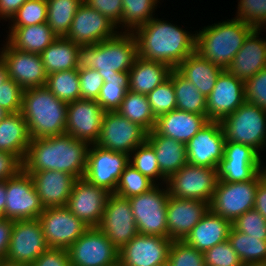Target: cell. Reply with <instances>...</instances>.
<instances>
[{"instance_id":"cell-30","label":"cell","mask_w":266,"mask_h":266,"mask_svg":"<svg viewBox=\"0 0 266 266\" xmlns=\"http://www.w3.org/2000/svg\"><path fill=\"white\" fill-rule=\"evenodd\" d=\"M146 142L154 149L161 174L166 179L188 163L183 142L159 135L154 129L148 133Z\"/></svg>"},{"instance_id":"cell-15","label":"cell","mask_w":266,"mask_h":266,"mask_svg":"<svg viewBox=\"0 0 266 266\" xmlns=\"http://www.w3.org/2000/svg\"><path fill=\"white\" fill-rule=\"evenodd\" d=\"M67 251L71 266H113L119 262V250L98 227H90Z\"/></svg>"},{"instance_id":"cell-1","label":"cell","mask_w":266,"mask_h":266,"mask_svg":"<svg viewBox=\"0 0 266 266\" xmlns=\"http://www.w3.org/2000/svg\"><path fill=\"white\" fill-rule=\"evenodd\" d=\"M133 33L139 57L165 63L171 69L195 51V31L189 32L177 23L158 18V15Z\"/></svg>"},{"instance_id":"cell-29","label":"cell","mask_w":266,"mask_h":266,"mask_svg":"<svg viewBox=\"0 0 266 266\" xmlns=\"http://www.w3.org/2000/svg\"><path fill=\"white\" fill-rule=\"evenodd\" d=\"M231 228V221L209 209L183 241L204 253L213 246L228 240Z\"/></svg>"},{"instance_id":"cell-33","label":"cell","mask_w":266,"mask_h":266,"mask_svg":"<svg viewBox=\"0 0 266 266\" xmlns=\"http://www.w3.org/2000/svg\"><path fill=\"white\" fill-rule=\"evenodd\" d=\"M30 142L27 122L21 112L10 113L0 123V151L15 155L23 163Z\"/></svg>"},{"instance_id":"cell-2","label":"cell","mask_w":266,"mask_h":266,"mask_svg":"<svg viewBox=\"0 0 266 266\" xmlns=\"http://www.w3.org/2000/svg\"><path fill=\"white\" fill-rule=\"evenodd\" d=\"M89 144L67 134L31 139L23 161L27 173L44 170L63 171L76 179L86 171Z\"/></svg>"},{"instance_id":"cell-36","label":"cell","mask_w":266,"mask_h":266,"mask_svg":"<svg viewBox=\"0 0 266 266\" xmlns=\"http://www.w3.org/2000/svg\"><path fill=\"white\" fill-rule=\"evenodd\" d=\"M169 77L173 81L176 96V109L207 115V98L198 88L172 69Z\"/></svg>"},{"instance_id":"cell-45","label":"cell","mask_w":266,"mask_h":266,"mask_svg":"<svg viewBox=\"0 0 266 266\" xmlns=\"http://www.w3.org/2000/svg\"><path fill=\"white\" fill-rule=\"evenodd\" d=\"M47 0H27L8 21V27H23L47 21Z\"/></svg>"},{"instance_id":"cell-50","label":"cell","mask_w":266,"mask_h":266,"mask_svg":"<svg viewBox=\"0 0 266 266\" xmlns=\"http://www.w3.org/2000/svg\"><path fill=\"white\" fill-rule=\"evenodd\" d=\"M232 226L244 234L266 240V219L255 209L240 215Z\"/></svg>"},{"instance_id":"cell-38","label":"cell","mask_w":266,"mask_h":266,"mask_svg":"<svg viewBox=\"0 0 266 266\" xmlns=\"http://www.w3.org/2000/svg\"><path fill=\"white\" fill-rule=\"evenodd\" d=\"M228 241L242 264L254 266L266 262V240L244 234L232 226Z\"/></svg>"},{"instance_id":"cell-47","label":"cell","mask_w":266,"mask_h":266,"mask_svg":"<svg viewBox=\"0 0 266 266\" xmlns=\"http://www.w3.org/2000/svg\"><path fill=\"white\" fill-rule=\"evenodd\" d=\"M236 15V16H235ZM234 17L254 29H266V0H238Z\"/></svg>"},{"instance_id":"cell-52","label":"cell","mask_w":266,"mask_h":266,"mask_svg":"<svg viewBox=\"0 0 266 266\" xmlns=\"http://www.w3.org/2000/svg\"><path fill=\"white\" fill-rule=\"evenodd\" d=\"M23 91L18 83L8 78L0 87V107L9 113L20 112Z\"/></svg>"},{"instance_id":"cell-23","label":"cell","mask_w":266,"mask_h":266,"mask_svg":"<svg viewBox=\"0 0 266 266\" xmlns=\"http://www.w3.org/2000/svg\"><path fill=\"white\" fill-rule=\"evenodd\" d=\"M117 26L84 2L76 11L66 38L78 45H94L118 33Z\"/></svg>"},{"instance_id":"cell-21","label":"cell","mask_w":266,"mask_h":266,"mask_svg":"<svg viewBox=\"0 0 266 266\" xmlns=\"http://www.w3.org/2000/svg\"><path fill=\"white\" fill-rule=\"evenodd\" d=\"M105 111L96 100L78 99L67 105L65 134L96 144Z\"/></svg>"},{"instance_id":"cell-27","label":"cell","mask_w":266,"mask_h":266,"mask_svg":"<svg viewBox=\"0 0 266 266\" xmlns=\"http://www.w3.org/2000/svg\"><path fill=\"white\" fill-rule=\"evenodd\" d=\"M29 174L44 209L66 206L76 181L73 175L55 170Z\"/></svg>"},{"instance_id":"cell-54","label":"cell","mask_w":266,"mask_h":266,"mask_svg":"<svg viewBox=\"0 0 266 266\" xmlns=\"http://www.w3.org/2000/svg\"><path fill=\"white\" fill-rule=\"evenodd\" d=\"M83 2L107 17L117 26L120 32L123 11L122 0H83Z\"/></svg>"},{"instance_id":"cell-37","label":"cell","mask_w":266,"mask_h":266,"mask_svg":"<svg viewBox=\"0 0 266 266\" xmlns=\"http://www.w3.org/2000/svg\"><path fill=\"white\" fill-rule=\"evenodd\" d=\"M117 111L129 121L143 127L148 133L155 128L157 118L153 115L146 94L128 90Z\"/></svg>"},{"instance_id":"cell-35","label":"cell","mask_w":266,"mask_h":266,"mask_svg":"<svg viewBox=\"0 0 266 266\" xmlns=\"http://www.w3.org/2000/svg\"><path fill=\"white\" fill-rule=\"evenodd\" d=\"M80 45L66 37H57L40 55L47 75L76 69Z\"/></svg>"},{"instance_id":"cell-60","label":"cell","mask_w":266,"mask_h":266,"mask_svg":"<svg viewBox=\"0 0 266 266\" xmlns=\"http://www.w3.org/2000/svg\"><path fill=\"white\" fill-rule=\"evenodd\" d=\"M6 180L0 181V217L5 218V205H6Z\"/></svg>"},{"instance_id":"cell-41","label":"cell","mask_w":266,"mask_h":266,"mask_svg":"<svg viewBox=\"0 0 266 266\" xmlns=\"http://www.w3.org/2000/svg\"><path fill=\"white\" fill-rule=\"evenodd\" d=\"M129 72H118L115 76L106 77L97 103L105 112L117 111L129 89Z\"/></svg>"},{"instance_id":"cell-4","label":"cell","mask_w":266,"mask_h":266,"mask_svg":"<svg viewBox=\"0 0 266 266\" xmlns=\"http://www.w3.org/2000/svg\"><path fill=\"white\" fill-rule=\"evenodd\" d=\"M67 105L46 86L25 89L20 112L27 122L31 139L64 135Z\"/></svg>"},{"instance_id":"cell-55","label":"cell","mask_w":266,"mask_h":266,"mask_svg":"<svg viewBox=\"0 0 266 266\" xmlns=\"http://www.w3.org/2000/svg\"><path fill=\"white\" fill-rule=\"evenodd\" d=\"M30 266H71L66 249L48 247Z\"/></svg>"},{"instance_id":"cell-6","label":"cell","mask_w":266,"mask_h":266,"mask_svg":"<svg viewBox=\"0 0 266 266\" xmlns=\"http://www.w3.org/2000/svg\"><path fill=\"white\" fill-rule=\"evenodd\" d=\"M220 122L226 142L249 145L260 155L266 151V110L245 101Z\"/></svg>"},{"instance_id":"cell-8","label":"cell","mask_w":266,"mask_h":266,"mask_svg":"<svg viewBox=\"0 0 266 266\" xmlns=\"http://www.w3.org/2000/svg\"><path fill=\"white\" fill-rule=\"evenodd\" d=\"M266 176V167L253 179L244 182L218 181L209 204L210 210L232 223L252 210L258 183Z\"/></svg>"},{"instance_id":"cell-3","label":"cell","mask_w":266,"mask_h":266,"mask_svg":"<svg viewBox=\"0 0 266 266\" xmlns=\"http://www.w3.org/2000/svg\"><path fill=\"white\" fill-rule=\"evenodd\" d=\"M138 57L137 40L133 32H118L114 37L94 45H80L76 69L93 68L102 76L129 72Z\"/></svg>"},{"instance_id":"cell-64","label":"cell","mask_w":266,"mask_h":266,"mask_svg":"<svg viewBox=\"0 0 266 266\" xmlns=\"http://www.w3.org/2000/svg\"><path fill=\"white\" fill-rule=\"evenodd\" d=\"M254 266H266V262L262 263V264H257V265H254Z\"/></svg>"},{"instance_id":"cell-56","label":"cell","mask_w":266,"mask_h":266,"mask_svg":"<svg viewBox=\"0 0 266 266\" xmlns=\"http://www.w3.org/2000/svg\"><path fill=\"white\" fill-rule=\"evenodd\" d=\"M23 169V163L13 154L0 151V181L15 176Z\"/></svg>"},{"instance_id":"cell-12","label":"cell","mask_w":266,"mask_h":266,"mask_svg":"<svg viewBox=\"0 0 266 266\" xmlns=\"http://www.w3.org/2000/svg\"><path fill=\"white\" fill-rule=\"evenodd\" d=\"M261 158L263 155L249 145L225 142L223 159L217 166L218 180L233 183L253 180L266 167Z\"/></svg>"},{"instance_id":"cell-19","label":"cell","mask_w":266,"mask_h":266,"mask_svg":"<svg viewBox=\"0 0 266 266\" xmlns=\"http://www.w3.org/2000/svg\"><path fill=\"white\" fill-rule=\"evenodd\" d=\"M110 194L84 177L77 178L66 207L88 227H98Z\"/></svg>"},{"instance_id":"cell-32","label":"cell","mask_w":266,"mask_h":266,"mask_svg":"<svg viewBox=\"0 0 266 266\" xmlns=\"http://www.w3.org/2000/svg\"><path fill=\"white\" fill-rule=\"evenodd\" d=\"M8 29L5 40L12 47L24 52L41 54L57 38L46 22Z\"/></svg>"},{"instance_id":"cell-26","label":"cell","mask_w":266,"mask_h":266,"mask_svg":"<svg viewBox=\"0 0 266 266\" xmlns=\"http://www.w3.org/2000/svg\"><path fill=\"white\" fill-rule=\"evenodd\" d=\"M263 29H254L244 41L226 70L234 77L247 81L266 68V37L261 36Z\"/></svg>"},{"instance_id":"cell-13","label":"cell","mask_w":266,"mask_h":266,"mask_svg":"<svg viewBox=\"0 0 266 266\" xmlns=\"http://www.w3.org/2000/svg\"><path fill=\"white\" fill-rule=\"evenodd\" d=\"M130 164L129 155L89 145L84 178L109 193H115L124 169Z\"/></svg>"},{"instance_id":"cell-53","label":"cell","mask_w":266,"mask_h":266,"mask_svg":"<svg viewBox=\"0 0 266 266\" xmlns=\"http://www.w3.org/2000/svg\"><path fill=\"white\" fill-rule=\"evenodd\" d=\"M78 74L80 99L97 100L104 84L102 76L93 68L79 70Z\"/></svg>"},{"instance_id":"cell-59","label":"cell","mask_w":266,"mask_h":266,"mask_svg":"<svg viewBox=\"0 0 266 266\" xmlns=\"http://www.w3.org/2000/svg\"><path fill=\"white\" fill-rule=\"evenodd\" d=\"M253 209L266 219V176L258 183Z\"/></svg>"},{"instance_id":"cell-11","label":"cell","mask_w":266,"mask_h":266,"mask_svg":"<svg viewBox=\"0 0 266 266\" xmlns=\"http://www.w3.org/2000/svg\"><path fill=\"white\" fill-rule=\"evenodd\" d=\"M5 218L11 220L38 219L44 207L32 177L24 169L6 180Z\"/></svg>"},{"instance_id":"cell-10","label":"cell","mask_w":266,"mask_h":266,"mask_svg":"<svg viewBox=\"0 0 266 266\" xmlns=\"http://www.w3.org/2000/svg\"><path fill=\"white\" fill-rule=\"evenodd\" d=\"M148 132L118 111L105 112L99 138L101 148L130 155L137 146L147 141Z\"/></svg>"},{"instance_id":"cell-28","label":"cell","mask_w":266,"mask_h":266,"mask_svg":"<svg viewBox=\"0 0 266 266\" xmlns=\"http://www.w3.org/2000/svg\"><path fill=\"white\" fill-rule=\"evenodd\" d=\"M209 121L207 115L175 109L159 116L154 130L159 135L187 144Z\"/></svg>"},{"instance_id":"cell-48","label":"cell","mask_w":266,"mask_h":266,"mask_svg":"<svg viewBox=\"0 0 266 266\" xmlns=\"http://www.w3.org/2000/svg\"><path fill=\"white\" fill-rule=\"evenodd\" d=\"M168 266H205L203 253L184 241H173L168 253Z\"/></svg>"},{"instance_id":"cell-49","label":"cell","mask_w":266,"mask_h":266,"mask_svg":"<svg viewBox=\"0 0 266 266\" xmlns=\"http://www.w3.org/2000/svg\"><path fill=\"white\" fill-rule=\"evenodd\" d=\"M205 266H239L242 264L231 243L226 240L203 253Z\"/></svg>"},{"instance_id":"cell-51","label":"cell","mask_w":266,"mask_h":266,"mask_svg":"<svg viewBox=\"0 0 266 266\" xmlns=\"http://www.w3.org/2000/svg\"><path fill=\"white\" fill-rule=\"evenodd\" d=\"M245 101L266 110V68L244 82Z\"/></svg>"},{"instance_id":"cell-24","label":"cell","mask_w":266,"mask_h":266,"mask_svg":"<svg viewBox=\"0 0 266 266\" xmlns=\"http://www.w3.org/2000/svg\"><path fill=\"white\" fill-rule=\"evenodd\" d=\"M245 102L244 81L234 77L226 69L218 76L207 97V118L221 121Z\"/></svg>"},{"instance_id":"cell-40","label":"cell","mask_w":266,"mask_h":266,"mask_svg":"<svg viewBox=\"0 0 266 266\" xmlns=\"http://www.w3.org/2000/svg\"><path fill=\"white\" fill-rule=\"evenodd\" d=\"M161 0H122L123 11L120 32H134L149 22L157 11ZM156 10V11H155Z\"/></svg>"},{"instance_id":"cell-65","label":"cell","mask_w":266,"mask_h":266,"mask_svg":"<svg viewBox=\"0 0 266 266\" xmlns=\"http://www.w3.org/2000/svg\"><path fill=\"white\" fill-rule=\"evenodd\" d=\"M113 266H123L120 262L116 263L115 265Z\"/></svg>"},{"instance_id":"cell-18","label":"cell","mask_w":266,"mask_h":266,"mask_svg":"<svg viewBox=\"0 0 266 266\" xmlns=\"http://www.w3.org/2000/svg\"><path fill=\"white\" fill-rule=\"evenodd\" d=\"M47 248L38 219L16 220L5 260L31 265Z\"/></svg>"},{"instance_id":"cell-62","label":"cell","mask_w":266,"mask_h":266,"mask_svg":"<svg viewBox=\"0 0 266 266\" xmlns=\"http://www.w3.org/2000/svg\"><path fill=\"white\" fill-rule=\"evenodd\" d=\"M0 266H30V265L9 262L4 259V260H0Z\"/></svg>"},{"instance_id":"cell-44","label":"cell","mask_w":266,"mask_h":266,"mask_svg":"<svg viewBox=\"0 0 266 266\" xmlns=\"http://www.w3.org/2000/svg\"><path fill=\"white\" fill-rule=\"evenodd\" d=\"M156 184L130 164L122 172L114 194L123 198L143 194Z\"/></svg>"},{"instance_id":"cell-31","label":"cell","mask_w":266,"mask_h":266,"mask_svg":"<svg viewBox=\"0 0 266 266\" xmlns=\"http://www.w3.org/2000/svg\"><path fill=\"white\" fill-rule=\"evenodd\" d=\"M175 70L193 83L199 92L207 98L213 90L218 76L224 69L194 51Z\"/></svg>"},{"instance_id":"cell-34","label":"cell","mask_w":266,"mask_h":266,"mask_svg":"<svg viewBox=\"0 0 266 266\" xmlns=\"http://www.w3.org/2000/svg\"><path fill=\"white\" fill-rule=\"evenodd\" d=\"M171 70L165 63L143 59L138 56L129 70L128 90L147 95L169 77Z\"/></svg>"},{"instance_id":"cell-57","label":"cell","mask_w":266,"mask_h":266,"mask_svg":"<svg viewBox=\"0 0 266 266\" xmlns=\"http://www.w3.org/2000/svg\"><path fill=\"white\" fill-rule=\"evenodd\" d=\"M14 220L0 217V260H4L12 236Z\"/></svg>"},{"instance_id":"cell-17","label":"cell","mask_w":266,"mask_h":266,"mask_svg":"<svg viewBox=\"0 0 266 266\" xmlns=\"http://www.w3.org/2000/svg\"><path fill=\"white\" fill-rule=\"evenodd\" d=\"M98 228L118 250L130 242L138 229L128 198L110 194Z\"/></svg>"},{"instance_id":"cell-20","label":"cell","mask_w":266,"mask_h":266,"mask_svg":"<svg viewBox=\"0 0 266 266\" xmlns=\"http://www.w3.org/2000/svg\"><path fill=\"white\" fill-rule=\"evenodd\" d=\"M225 142L221 122L210 120L186 144L188 163L217 169L223 159Z\"/></svg>"},{"instance_id":"cell-9","label":"cell","mask_w":266,"mask_h":266,"mask_svg":"<svg viewBox=\"0 0 266 266\" xmlns=\"http://www.w3.org/2000/svg\"><path fill=\"white\" fill-rule=\"evenodd\" d=\"M218 181L216 168L187 163L167 179L166 186L172 197L203 200L210 204Z\"/></svg>"},{"instance_id":"cell-43","label":"cell","mask_w":266,"mask_h":266,"mask_svg":"<svg viewBox=\"0 0 266 266\" xmlns=\"http://www.w3.org/2000/svg\"><path fill=\"white\" fill-rule=\"evenodd\" d=\"M129 162L155 184H166L167 179L161 174L155 151L147 142L135 148L129 155Z\"/></svg>"},{"instance_id":"cell-61","label":"cell","mask_w":266,"mask_h":266,"mask_svg":"<svg viewBox=\"0 0 266 266\" xmlns=\"http://www.w3.org/2000/svg\"><path fill=\"white\" fill-rule=\"evenodd\" d=\"M9 78L8 71L5 63L0 58V87Z\"/></svg>"},{"instance_id":"cell-5","label":"cell","mask_w":266,"mask_h":266,"mask_svg":"<svg viewBox=\"0 0 266 266\" xmlns=\"http://www.w3.org/2000/svg\"><path fill=\"white\" fill-rule=\"evenodd\" d=\"M200 29L195 30V51L224 70L254 30L248 23L235 18L222 19Z\"/></svg>"},{"instance_id":"cell-14","label":"cell","mask_w":266,"mask_h":266,"mask_svg":"<svg viewBox=\"0 0 266 266\" xmlns=\"http://www.w3.org/2000/svg\"><path fill=\"white\" fill-rule=\"evenodd\" d=\"M38 220L50 248L67 250L90 228L66 206L45 208Z\"/></svg>"},{"instance_id":"cell-16","label":"cell","mask_w":266,"mask_h":266,"mask_svg":"<svg viewBox=\"0 0 266 266\" xmlns=\"http://www.w3.org/2000/svg\"><path fill=\"white\" fill-rule=\"evenodd\" d=\"M1 46L0 58L7 67L10 79L24 90L46 85L48 75L40 54L17 50L6 40Z\"/></svg>"},{"instance_id":"cell-25","label":"cell","mask_w":266,"mask_h":266,"mask_svg":"<svg viewBox=\"0 0 266 266\" xmlns=\"http://www.w3.org/2000/svg\"><path fill=\"white\" fill-rule=\"evenodd\" d=\"M209 209V203L203 200L169 196L167 202L168 238L172 241H183Z\"/></svg>"},{"instance_id":"cell-46","label":"cell","mask_w":266,"mask_h":266,"mask_svg":"<svg viewBox=\"0 0 266 266\" xmlns=\"http://www.w3.org/2000/svg\"><path fill=\"white\" fill-rule=\"evenodd\" d=\"M153 115L158 118L176 109V96L173 81L168 77L157 86L152 92L147 94Z\"/></svg>"},{"instance_id":"cell-7","label":"cell","mask_w":266,"mask_h":266,"mask_svg":"<svg viewBox=\"0 0 266 266\" xmlns=\"http://www.w3.org/2000/svg\"><path fill=\"white\" fill-rule=\"evenodd\" d=\"M166 184H156L149 191L128 198L138 233L168 238Z\"/></svg>"},{"instance_id":"cell-22","label":"cell","mask_w":266,"mask_h":266,"mask_svg":"<svg viewBox=\"0 0 266 266\" xmlns=\"http://www.w3.org/2000/svg\"><path fill=\"white\" fill-rule=\"evenodd\" d=\"M172 242L169 238L138 233L119 250V262L123 266H161L167 264Z\"/></svg>"},{"instance_id":"cell-58","label":"cell","mask_w":266,"mask_h":266,"mask_svg":"<svg viewBox=\"0 0 266 266\" xmlns=\"http://www.w3.org/2000/svg\"><path fill=\"white\" fill-rule=\"evenodd\" d=\"M26 1L27 0H0V21H9Z\"/></svg>"},{"instance_id":"cell-63","label":"cell","mask_w":266,"mask_h":266,"mask_svg":"<svg viewBox=\"0 0 266 266\" xmlns=\"http://www.w3.org/2000/svg\"><path fill=\"white\" fill-rule=\"evenodd\" d=\"M10 113L7 112L5 109L0 107V123L9 115Z\"/></svg>"},{"instance_id":"cell-42","label":"cell","mask_w":266,"mask_h":266,"mask_svg":"<svg viewBox=\"0 0 266 266\" xmlns=\"http://www.w3.org/2000/svg\"><path fill=\"white\" fill-rule=\"evenodd\" d=\"M45 86L55 97L64 102L70 103L80 99V82L77 69L48 75Z\"/></svg>"},{"instance_id":"cell-39","label":"cell","mask_w":266,"mask_h":266,"mask_svg":"<svg viewBox=\"0 0 266 266\" xmlns=\"http://www.w3.org/2000/svg\"><path fill=\"white\" fill-rule=\"evenodd\" d=\"M83 0H47V21L57 37H66Z\"/></svg>"}]
</instances>
